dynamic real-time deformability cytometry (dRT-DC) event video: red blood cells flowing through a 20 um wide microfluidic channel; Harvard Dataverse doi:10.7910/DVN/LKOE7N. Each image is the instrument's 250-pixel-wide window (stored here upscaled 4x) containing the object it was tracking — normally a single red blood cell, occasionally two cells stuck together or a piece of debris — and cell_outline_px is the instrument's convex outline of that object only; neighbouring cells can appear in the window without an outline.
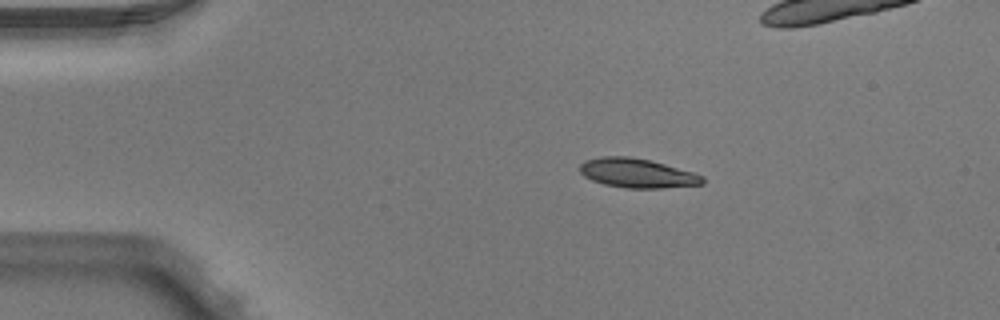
{"species": "Egyptian fruit bat (a non-hibernating species)", "species_latin": "Rousettus aegyptiacus", "temperature_condition": "warm", "stored_images_in_passage": 3, "camera_frame_rate_fps": 3000, "um_per_image_px": 0.085, "animal": {"sex": "male"}, "frame": {"image": 1, "passage_image": 1, "time_ms": 0.0, "image_size_px": [1000, 320], "cell_outline_px": [[704, 184], [660, 188], [624, 188], [604, 184], [592, 180], [584, 176], [580, 172], [580, 164], [584, 160], [600, 156], [628, 156], [652, 160], [692, 172], [704, 176]], "centroid_in_image_um": [54.14, 14.71], "position_along_channel_um": 30.9, "area_um2": 21.04}}